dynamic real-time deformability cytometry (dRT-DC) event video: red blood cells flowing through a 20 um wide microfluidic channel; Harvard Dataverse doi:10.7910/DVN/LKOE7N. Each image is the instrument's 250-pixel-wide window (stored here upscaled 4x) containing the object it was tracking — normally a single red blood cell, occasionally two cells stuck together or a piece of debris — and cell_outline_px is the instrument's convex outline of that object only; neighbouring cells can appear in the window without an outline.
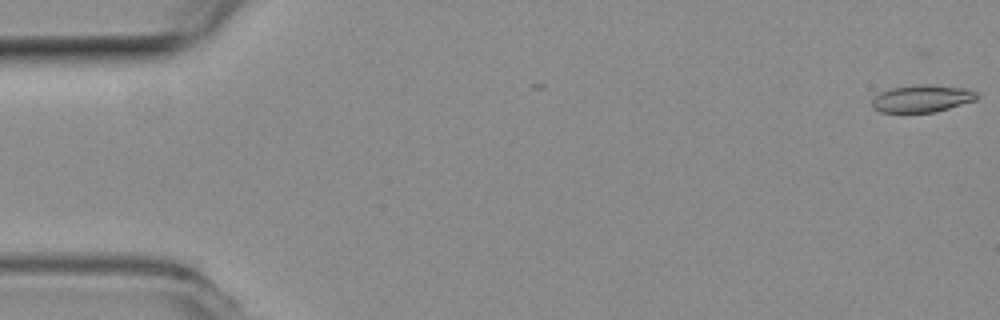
{"species": "common noctule bat (a hibernating species)", "species_latin": "Nyctalus noctula", "temperature_condition": "room temperature", "stored_images_in_passage": 3, "camera_frame_rate_fps": 3000, "um_per_image_px": 0.085, "animal": {"sex": "female", "body_mass_g": 19.3, "forearm_length_mm": 54.1}, "frame": {"image": 1, "passage_image": 1, "time_ms": 0.0, "image_size_px": [1000, 320], "cell_outline_px": [[980, 96], [976, 100], [936, 112], [880, 112], [872, 108], [872, 100], [880, 92], [892, 88], [916, 84], [928, 84], [968, 88], [976, 92]], "centroid_in_image_um": [78.4, 8.37], "position_along_channel_um": 6.6, "area_um2": 16.82}}